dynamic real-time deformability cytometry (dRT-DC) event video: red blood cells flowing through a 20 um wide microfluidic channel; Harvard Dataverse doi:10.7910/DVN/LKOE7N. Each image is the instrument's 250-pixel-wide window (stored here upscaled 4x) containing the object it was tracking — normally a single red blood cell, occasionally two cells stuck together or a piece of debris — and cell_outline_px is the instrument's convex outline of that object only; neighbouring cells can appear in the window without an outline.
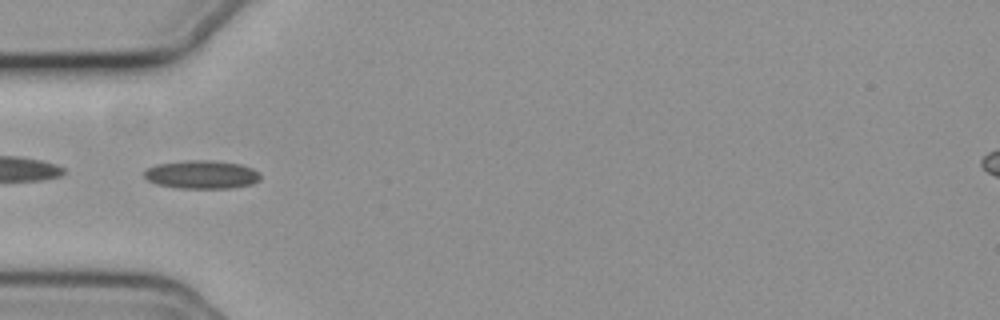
{"species": "common noctule bat (a hibernating species)", "species_latin": "Nyctalus noctula", "temperature_condition": "cold", "stored_images_in_passage": 31, "camera_frame_rate_fps": 3000, "um_per_image_px": 0.085, "animal": {"sex": "female", "body_mass_g": 19.3, "forearm_length_mm": 54.1}, "frame": {"image": 1, "passage_image": 1, "time_ms": 0.0, "image_size_px": [1000, 320], "cell_outline_px": [[260, 180], [252, 184], [228, 188], [180, 188], [156, 184], [148, 180], [144, 176], [144, 172], [148, 168], [156, 164], [184, 160], [212, 160], [240, 164], [252, 168], [260, 172]], "centroid_in_image_um": [17.15, 14.83], "position_along_channel_um": 67.8, "area_um2": 19.25}, "authors_computed_cell_mechanics": {"area_um2": 18.3226, "velocity_mm_per_s": 3.7147, "shape_relaxation_time_tau1_ms": null, "shape_relaxation_time_tau2_ms": 4.3568, "deformation_change_tau1": null, "deformation_change_tau2": 0.0855}}